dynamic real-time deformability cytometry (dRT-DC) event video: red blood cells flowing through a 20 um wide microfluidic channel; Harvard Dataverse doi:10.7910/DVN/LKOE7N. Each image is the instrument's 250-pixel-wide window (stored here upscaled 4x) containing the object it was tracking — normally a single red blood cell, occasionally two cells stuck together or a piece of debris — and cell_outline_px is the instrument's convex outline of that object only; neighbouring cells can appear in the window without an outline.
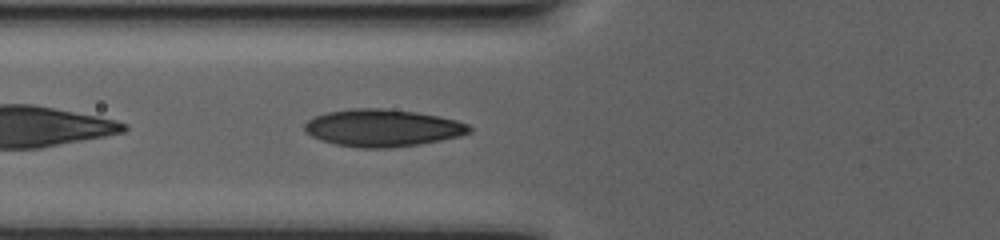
{"species": "human", "species_latin": "Homo sapiens", "temperature_condition": "warm", "stored_images_in_passage": 82, "camera_frame_rate_fps": 3000, "um_per_image_px": 0.085, "donor": {"sex": "male"}, "frame": {"image": 1, "passage_image": 9, "time_ms": 2.333, "image_size_px": [1000, 240], "cell_outline_px": [[472, 132], [460, 136], [420, 144], [392, 148], [360, 148], [336, 144], [320, 140], [304, 132], [304, 124], [312, 116], [324, 112], [348, 108], [384, 108], [416, 112], [440, 116], [456, 120], [468, 124], [472, 128]], "centroid_in_image_um": [32.49, 10.86], "position_along_channel_um": 93.3, "area_um2": 36.24}}
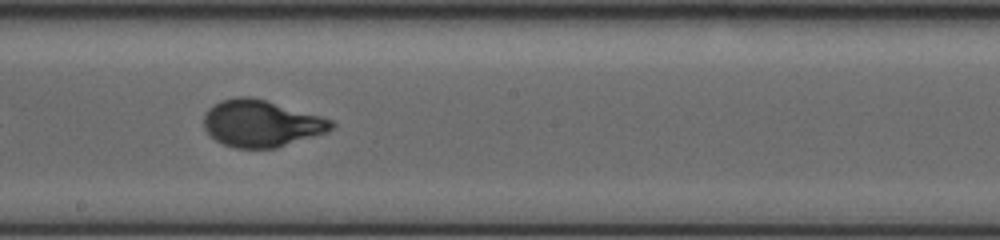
{"frame": {"image": 2, "passage_image": 34, "time_ms": 10.0, "image_size_px": [1000, 240], "cell_outline_px": [[336, 124], [328, 132], [276, 148], [236, 148], [224, 144], [216, 140], [204, 128], [204, 112], [212, 104], [220, 100], [236, 96], [252, 96], [320, 116], [332, 120]], "centroid_in_image_um": [22.19, 10.48], "position_along_channel_um": 226.0, "area_um2": 34.85}}
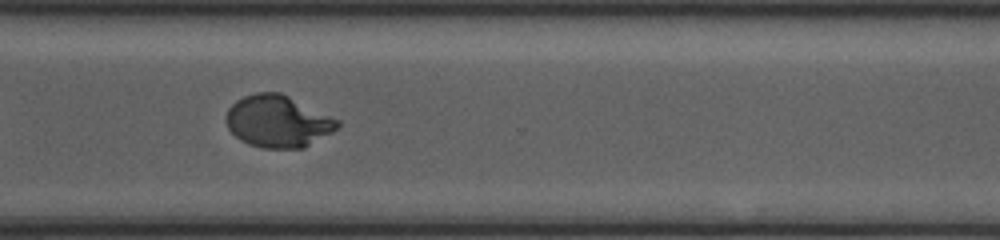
{"frame": {"image": 3, "passage_image": 59, "time_ms": 17.0, "image_size_px": [1000, 240], "cell_outline_px": [[340, 124], [332, 132], [304, 148], [264, 148], [248, 144], [240, 140], [228, 128], [224, 120], [228, 108], [236, 100], [244, 96], [256, 92], [280, 92], [340, 120]], "centroid_in_image_um": [23.59, 10.31], "position_along_channel_um": 347.0, "area_um2": 33.76}}